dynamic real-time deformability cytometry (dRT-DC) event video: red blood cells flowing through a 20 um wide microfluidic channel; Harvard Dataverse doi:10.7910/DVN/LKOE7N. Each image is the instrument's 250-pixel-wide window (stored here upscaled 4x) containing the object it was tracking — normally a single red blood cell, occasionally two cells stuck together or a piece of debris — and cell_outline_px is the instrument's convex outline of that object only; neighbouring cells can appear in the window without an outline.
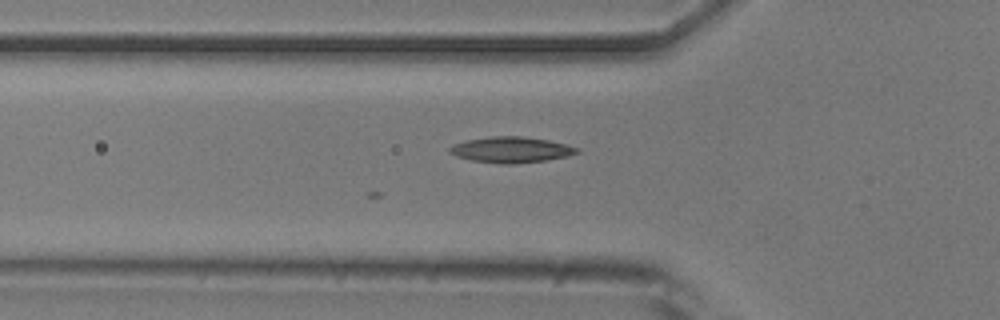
{"species": "common noctule bat (a hibernating species)", "species_latin": "Nyctalus noctula", "temperature_condition": "room temperature", "stored_images_in_passage": 38, "camera_frame_rate_fps": 3000, "um_per_image_px": 0.085, "animal": {"sex": "male", "body_mass_g": 20.5, "forearm_length_mm": 52.5}, "frame": {"image": 1, "passage_image": 2, "time_ms": 0.333, "image_size_px": [1000, 320], "cell_outline_px": [[580, 152], [568, 156], [548, 160], [512, 164], [500, 164], [472, 160], [456, 156], [448, 152], [448, 148], [452, 144], [464, 140], [488, 136], [524, 136], [548, 140], [568, 144], [580, 148]], "centroid_in_image_um": [43.44, 12.72], "position_along_channel_um": 82.4, "area_um2": 19.54}}
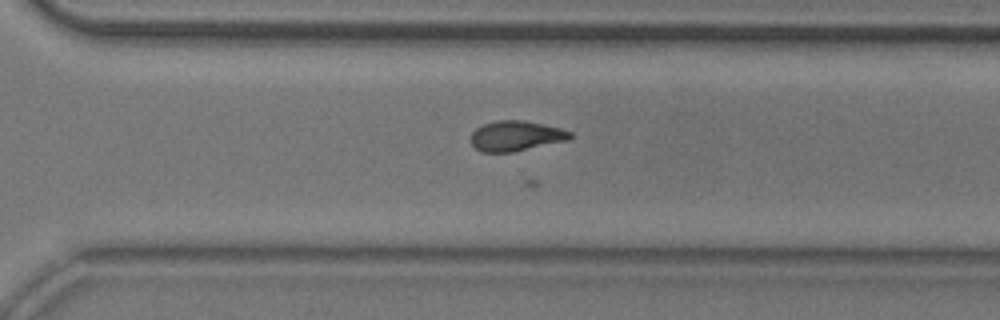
{"frame": {"image": 2, "passage_image": 21, "time_ms": 6.667, "image_size_px": [1000, 320], "cell_outline_px": [[572, 136], [568, 140], [512, 152], [480, 152], [472, 144], [472, 132], [476, 128], [484, 124], [496, 120], [524, 120], [560, 128], [572, 132]], "centroid_in_image_um": [43.85, 11.55], "position_along_channel_um": 326.7, "area_um2": 17.34}}
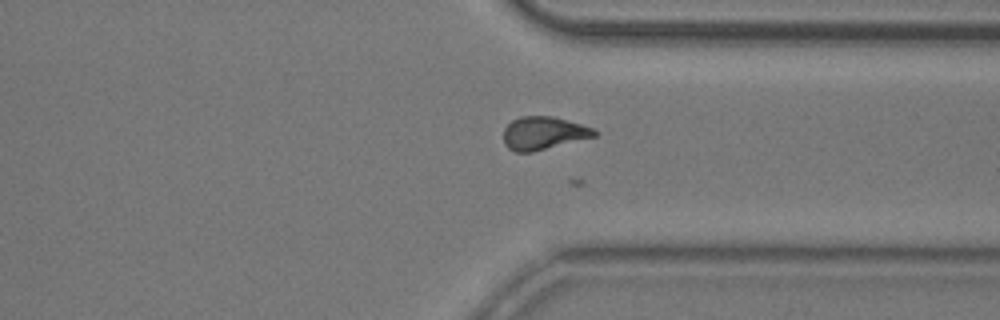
{"frame": {"image": 3, "passage_image": 24, "time_ms": 7.667, "image_size_px": [1000, 320], "cell_outline_px": [[600, 132], [596, 136], [532, 152], [516, 152], [508, 148], [504, 144], [504, 128], [512, 120], [520, 116], [552, 116], [580, 124], [592, 128]], "centroid_in_image_um": [46.18, 11.32], "position_along_channel_um": 365.2, "area_um2": 17.4}}